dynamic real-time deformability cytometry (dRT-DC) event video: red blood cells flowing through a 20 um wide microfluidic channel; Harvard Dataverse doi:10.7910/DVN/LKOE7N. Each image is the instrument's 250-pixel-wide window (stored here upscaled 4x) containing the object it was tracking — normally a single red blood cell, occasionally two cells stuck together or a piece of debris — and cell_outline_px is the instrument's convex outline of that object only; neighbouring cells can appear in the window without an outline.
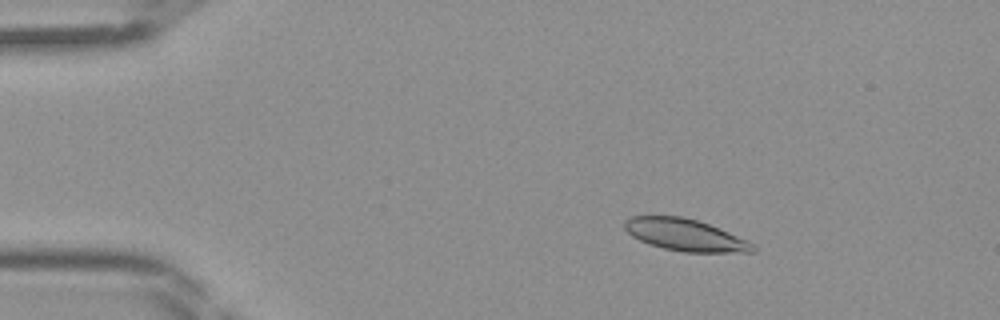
{"species": "Egyptian fruit bat (a non-hibernating species)", "species_latin": "Rousettus aegyptiacus", "temperature_condition": "room temperature", "stored_images_in_passage": 44, "camera_frame_rate_fps": 3000, "um_per_image_px": 0.085, "frame": {"image": 1, "passage_image": 7, "time_ms": 2.0, "image_size_px": [1000, 320], "cell_outline_px": [[756, 252], [684, 252], [664, 248], [640, 240], [632, 236], [624, 228], [624, 220], [632, 216], [684, 216], [708, 224], [748, 240], [756, 248]], "centroid_in_image_um": [58.24, 19.96], "position_along_channel_um": 26.8, "area_um2": 23.64}}
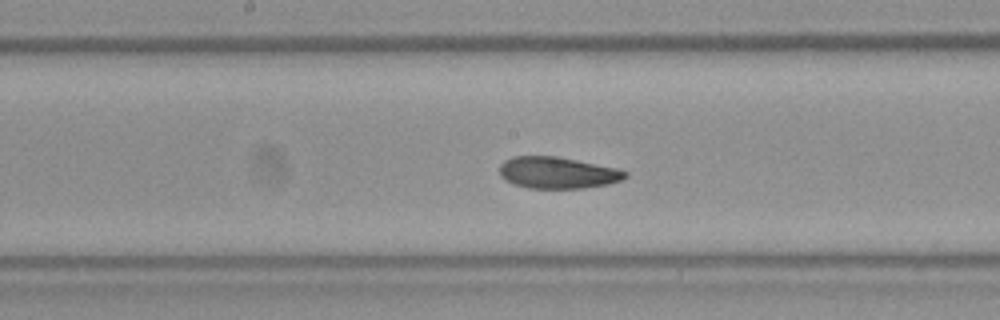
{"frame": {"image": 2, "passage_image": 23, "time_ms": 7.333, "image_size_px": [1000, 320], "cell_outline_px": [[628, 176], [620, 180], [608, 184], [584, 188], [528, 188], [504, 180], [500, 176], [500, 164], [504, 160], [512, 156], [556, 156], [616, 168], [628, 172]], "centroid_in_image_um": [47.36, 14.68], "position_along_channel_um": 200.8, "area_um2": 23.06}}
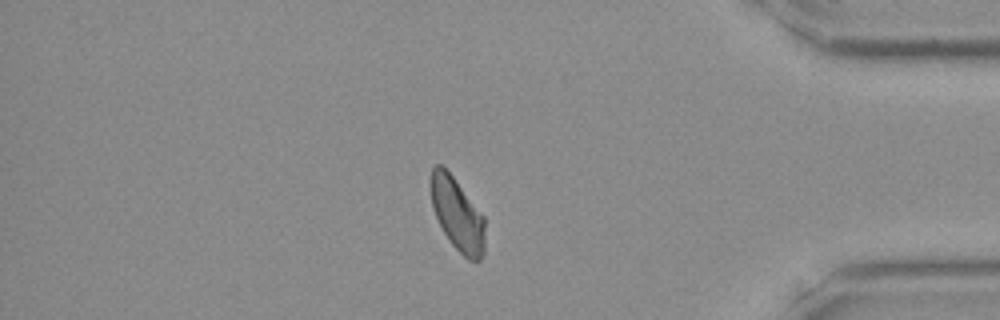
{"frame": {"image": 3, "passage_image": 38, "time_ms": 12.333, "image_size_px": [1000, 320], "cell_outline_px": [[484, 256], [480, 260], [468, 260], [452, 244], [444, 232], [432, 208], [428, 184], [428, 180], [432, 168], [436, 164], [440, 164], [452, 176], [484, 216]], "centroid_in_image_um": [38.84, 18.19], "position_along_channel_um": 396.4, "area_um2": 23.0}}